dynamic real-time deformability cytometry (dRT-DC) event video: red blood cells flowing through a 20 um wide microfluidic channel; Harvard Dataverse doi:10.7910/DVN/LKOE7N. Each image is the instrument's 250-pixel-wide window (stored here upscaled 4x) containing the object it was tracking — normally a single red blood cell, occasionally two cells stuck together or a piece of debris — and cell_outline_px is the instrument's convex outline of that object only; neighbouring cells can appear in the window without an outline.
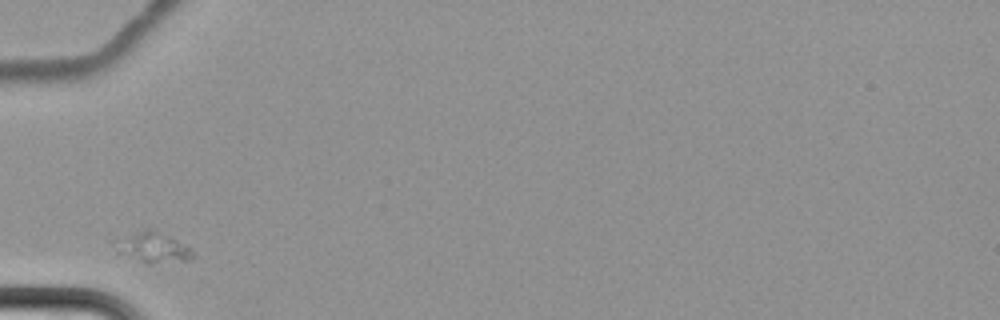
{"species": "common noctule bat (a hibernating species)", "species_latin": "Nyctalus noctula", "temperature_condition": "cold", "stored_images_in_passage": 5, "camera_frame_rate_fps": 3000, "um_per_image_px": 0.085, "animal": {"sex": "female", "body_mass_g": 22.7, "forearm_length_mm": 54.2}, "frame": {"image": 1, "passage_image": 1, "time_ms": 0.0, "image_size_px": [1000, 320], "cell_outline_px": [[192, 256], [188, 260], [148, 264], [116, 252], [108, 240], [116, 236], [148, 228], [152, 228], [188, 244], [192, 248]], "centroid_in_image_um": [12.87, 20.98], "position_along_channel_um": 72.1, "area_um2": 14.57}}
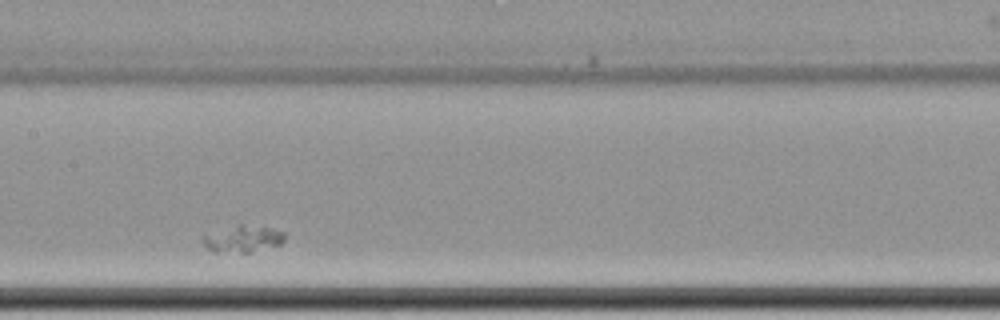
{"frame": {"image": 2, "passage_image": 4, "time_ms": 3.667, "image_size_px": [1000, 320], "cell_outline_px": [[284, 240], [280, 244], [252, 252], [212, 252], [204, 244], [204, 236], [236, 224], [244, 224], [272, 228], [284, 232]], "centroid_in_image_um": [20.68, 20.3], "position_along_channel_um": 186.7, "area_um2": 12.54}}
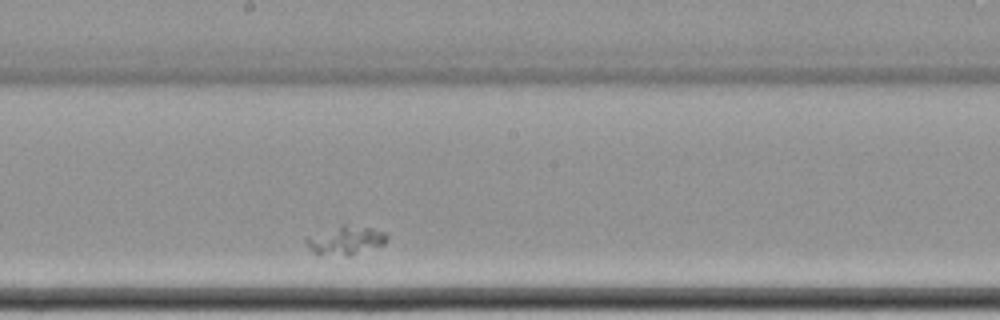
{"frame": {"image": 3, "passage_image": 5, "time_ms": 4.667, "image_size_px": [1000, 320], "cell_outline_px": [[388, 240], [384, 244], [348, 256], [312, 252], [308, 248], [304, 240], [304, 236], [344, 224], [372, 228], [388, 232]], "centroid_in_image_um": [29.37, 20.4], "position_along_channel_um": 218.8, "area_um2": 13.58}}